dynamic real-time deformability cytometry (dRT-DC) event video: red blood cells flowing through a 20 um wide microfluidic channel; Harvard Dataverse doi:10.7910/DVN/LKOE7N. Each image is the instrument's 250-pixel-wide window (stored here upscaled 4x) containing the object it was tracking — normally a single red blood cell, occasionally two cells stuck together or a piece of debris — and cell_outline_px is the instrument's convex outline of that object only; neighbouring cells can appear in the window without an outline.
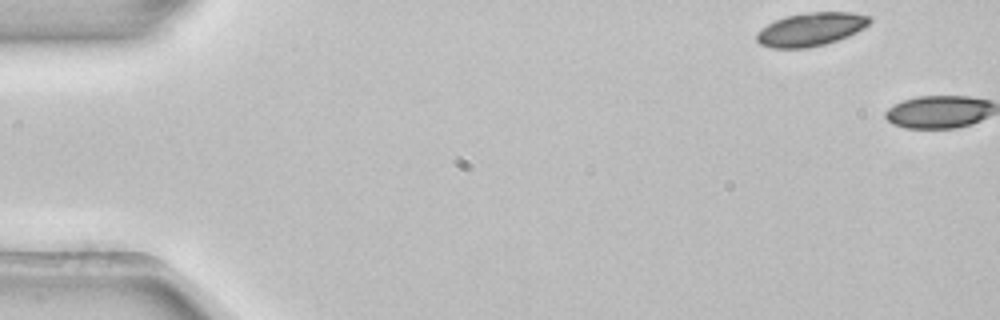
{"species": "common noctule bat (a hibernating species)", "species_latin": "Nyctalus noctula", "temperature_condition": "room temperature", "stored_images_in_passage": 2, "camera_frame_rate_fps": 3000, "um_per_image_px": 0.085, "animal": {"sex": "female", "body_mass_g": 22.7, "forearm_length_mm": 54.2}, "frame": {"image": 1, "passage_image": 1, "time_ms": 0.0, "image_size_px": [1000, 320], "cell_outline_px": [[872, 20], [868, 24], [856, 32], [848, 36], [824, 44], [808, 48], [772, 48], [760, 44], [756, 40], [756, 32], [760, 28], [784, 16], [812, 12], [852, 12], [872, 16]], "centroid_in_image_um": [68.91, 2.48], "position_along_channel_um": 16.1, "area_um2": 21.96}}